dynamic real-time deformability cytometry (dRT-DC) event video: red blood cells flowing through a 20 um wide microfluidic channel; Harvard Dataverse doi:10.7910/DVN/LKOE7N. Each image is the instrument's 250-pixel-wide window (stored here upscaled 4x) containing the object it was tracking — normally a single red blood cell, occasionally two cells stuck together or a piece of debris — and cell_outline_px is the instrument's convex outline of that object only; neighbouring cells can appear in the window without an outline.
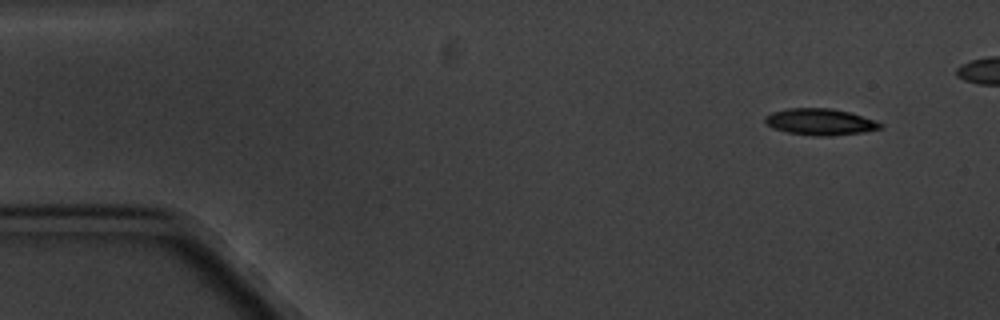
{"species": "common noctule bat (a hibernating species)", "species_latin": "Nyctalus noctula", "temperature_condition": "cold", "stored_images_in_passage": 3, "camera_frame_rate_fps": 3000, "um_per_image_px": 0.085, "animal": {"sex": "male", "body_mass_g": 20.1, "forearm_length_mm": 53.5}, "frame": {"image": 1, "passage_image": 1, "time_ms": 0.0, "image_size_px": [1000, 320], "cell_outline_px": [[884, 124], [880, 128], [860, 132], [828, 136], [816, 136], [788, 132], [772, 128], [764, 120], [764, 116], [772, 112], [788, 108], [832, 108], [848, 112]], "centroid_in_image_um": [69.65, 10.35], "position_along_channel_um": 15.4, "area_um2": 17.46}}